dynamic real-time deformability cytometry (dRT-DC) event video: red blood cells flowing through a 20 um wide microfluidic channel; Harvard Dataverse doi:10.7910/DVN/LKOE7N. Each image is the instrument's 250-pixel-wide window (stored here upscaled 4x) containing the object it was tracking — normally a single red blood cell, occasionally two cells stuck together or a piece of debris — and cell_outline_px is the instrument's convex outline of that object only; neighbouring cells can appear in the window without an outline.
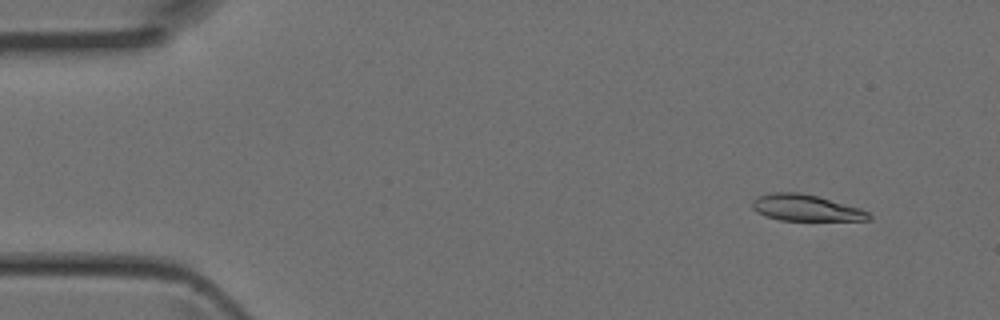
{"species": "Egyptian fruit bat (a non-hibernating species)", "species_latin": "Rousettus aegyptiacus", "temperature_condition": "room temperature", "stored_images_in_passage": 12, "camera_frame_rate_fps": 3000, "um_per_image_px": 0.085, "animal": {"sex": "female"}, "frame": {"image": 1, "passage_image": 4, "time_ms": 1.0, "image_size_px": [1000, 320], "cell_outline_px": [[872, 220], [780, 220], [764, 216], [752, 208], [752, 200], [760, 196], [772, 192], [800, 192], [820, 196], [860, 208], [868, 212], [872, 216]], "centroid_in_image_um": [68.51, 17.66], "position_along_channel_um": 16.5, "area_um2": 17.98}}